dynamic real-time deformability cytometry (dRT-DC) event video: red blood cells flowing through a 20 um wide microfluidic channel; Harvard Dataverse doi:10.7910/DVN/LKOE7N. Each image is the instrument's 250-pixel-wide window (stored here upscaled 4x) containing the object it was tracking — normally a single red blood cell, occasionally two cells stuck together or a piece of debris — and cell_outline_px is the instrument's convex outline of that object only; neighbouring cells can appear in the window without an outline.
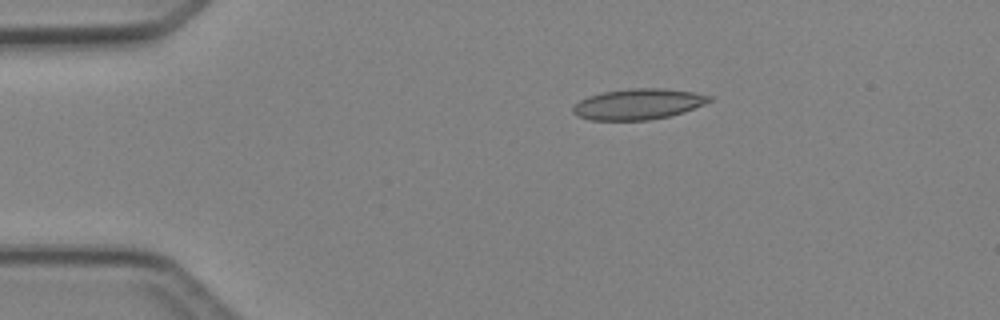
{"species": "Egyptian fruit bat (a non-hibernating species)", "species_latin": "Rousettus aegyptiacus", "temperature_condition": "cold", "stored_images_in_passage": 4, "camera_frame_rate_fps": 3000, "um_per_image_px": 0.085, "animal": {"sex": "female"}, "frame": {"image": 1, "passage_image": 2, "time_ms": 1.333, "image_size_px": [1000, 320], "cell_outline_px": [[712, 100], [704, 104], [684, 112], [668, 116], [648, 120], [592, 120], [576, 116], [572, 112], [572, 108], [580, 100], [588, 96], [604, 92], [628, 88], [660, 88], [692, 92], [712, 96]], "centroid_in_image_um": [54.23, 8.85], "position_along_channel_um": 30.8, "area_um2": 24.33}}
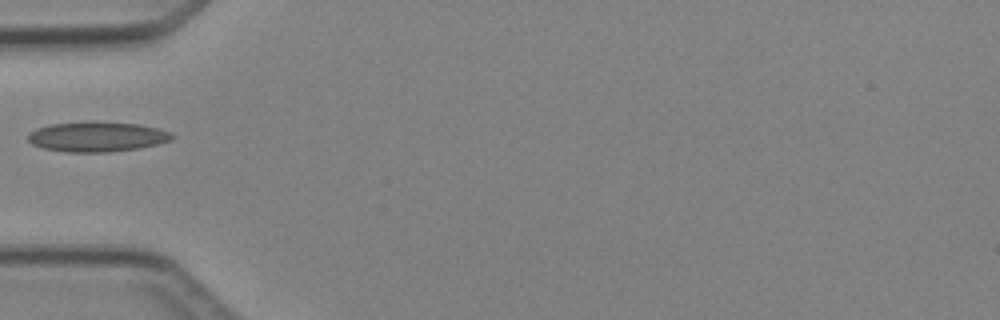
{"frame": {"image": 2, "passage_image": 4, "time_ms": 3.667, "image_size_px": [1000, 320], "cell_outline_px": [[176, 136], [172, 140], [140, 148], [108, 152], [64, 152], [44, 148], [32, 144], [28, 140], [28, 132], [36, 128], [48, 124], [140, 124], [160, 128], [172, 132]], "centroid_in_image_um": [8.28, 11.66], "position_along_channel_um": 76.7, "area_um2": 24.51}}